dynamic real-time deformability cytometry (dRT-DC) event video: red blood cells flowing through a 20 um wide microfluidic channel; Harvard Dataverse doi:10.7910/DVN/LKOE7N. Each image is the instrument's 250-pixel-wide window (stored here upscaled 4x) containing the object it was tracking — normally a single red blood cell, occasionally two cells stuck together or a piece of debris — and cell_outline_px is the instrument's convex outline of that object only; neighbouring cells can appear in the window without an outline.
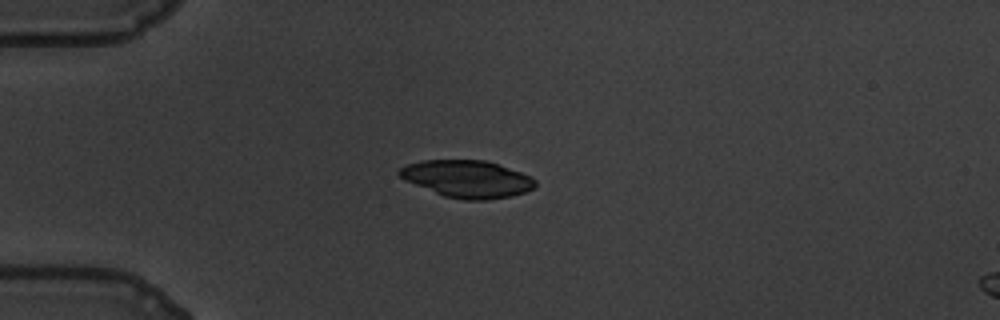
{"species": "common noctule bat (a hibernating species)", "species_latin": "Nyctalus noctula", "temperature_condition": "warm", "stored_images_in_passage": 44, "camera_frame_rate_fps": 3000, "um_per_image_px": 0.085, "animal": {"sex": "male", "body_mass_g": 19.5, "forearm_length_mm": 54.6}, "frame": {"image": 1, "passage_image": 1, "time_ms": 0.0, "image_size_px": [1000, 320], "cell_outline_px": [[536, 184], [532, 188], [524, 192], [512, 196], [488, 200], [464, 200], [444, 196], [404, 180], [396, 172], [400, 168], [408, 164], [420, 160], [484, 160], [532, 176], [536, 180]], "centroid_in_image_um": [39.7, 15.21], "position_along_channel_um": 45.3, "area_um2": 29.36}}
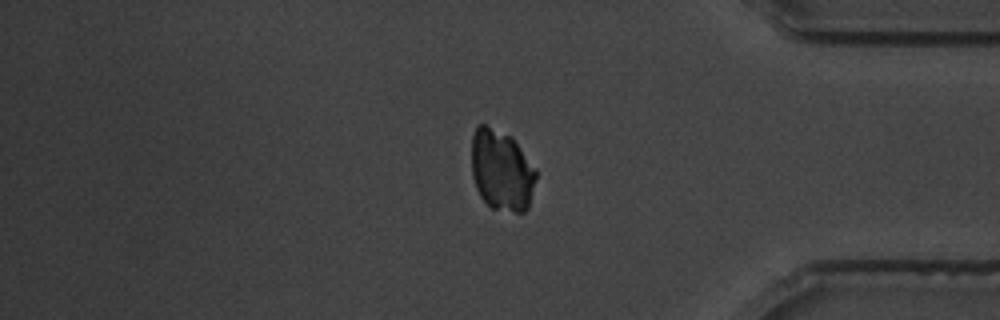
{"frame": {"image": 2, "passage_image": 35, "time_ms": 11.333, "image_size_px": [1000, 320], "cell_outline_px": [[536, 180], [528, 208], [524, 212], [516, 212], [492, 208], [480, 196], [476, 188], [472, 176], [472, 136], [476, 124], [484, 124], [512, 136], [536, 168]], "centroid_in_image_um": [42.64, 14.46], "position_along_channel_um": 392.6, "area_um2": 30.69}}
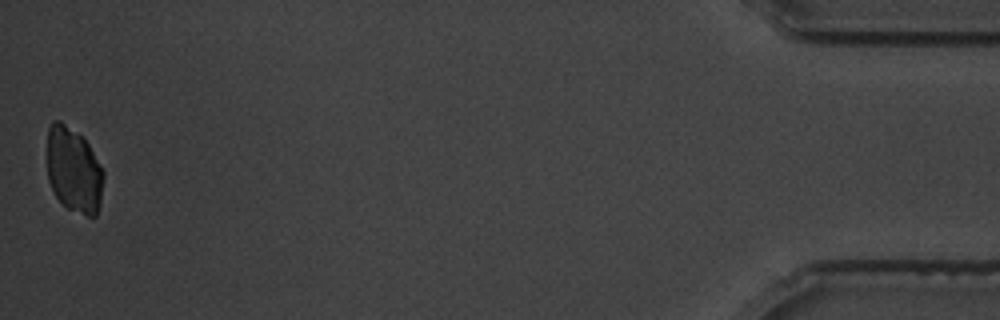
{"frame": {"image": 3, "passage_image": 44, "time_ms": 14.333, "image_size_px": [1000, 320], "cell_outline_px": [[104, 176], [100, 200], [96, 216], [88, 216], [68, 208], [56, 196], [48, 180], [48, 128], [52, 120], [60, 120], [84, 136], [104, 172]], "centroid_in_image_um": [6.27, 14.41], "position_along_channel_um": 428.9, "area_um2": 27.98}}